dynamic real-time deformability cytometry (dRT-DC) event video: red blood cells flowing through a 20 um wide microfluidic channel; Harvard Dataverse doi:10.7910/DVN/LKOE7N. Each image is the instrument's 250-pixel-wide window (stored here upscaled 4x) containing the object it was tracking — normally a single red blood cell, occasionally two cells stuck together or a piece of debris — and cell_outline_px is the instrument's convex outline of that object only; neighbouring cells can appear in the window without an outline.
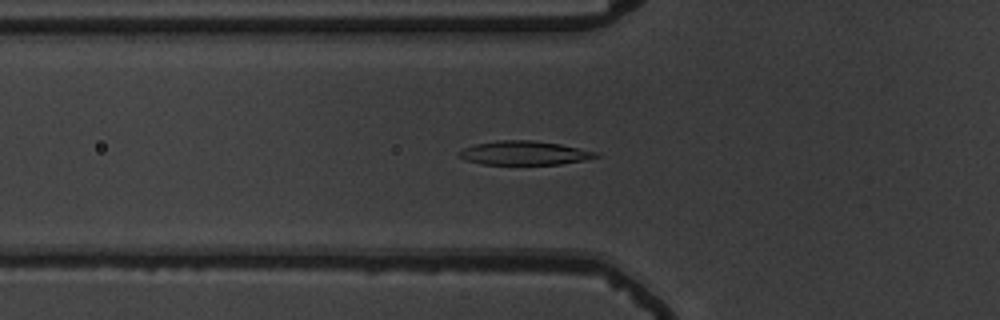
{"species": "common noctule bat (a hibernating species)", "species_latin": "Nyctalus noctula", "temperature_condition": "warm", "stored_images_in_passage": 50, "camera_frame_rate_fps": 3000, "um_per_image_px": 0.085, "animal": {"sex": "male", "body_mass_g": 19.5, "forearm_length_mm": 54.6}, "frame": {"image": 1, "passage_image": 14, "time_ms": 4.333, "image_size_px": [1000, 320], "cell_outline_px": [[600, 156], [584, 160], [560, 164], [480, 164], [464, 160], [456, 156], [456, 152], [464, 148], [476, 144], [496, 140], [532, 140], [560, 144], [596, 152]], "centroid_in_image_um": [44.48, 13.0], "position_along_channel_um": 81.3, "area_um2": 19.07}}
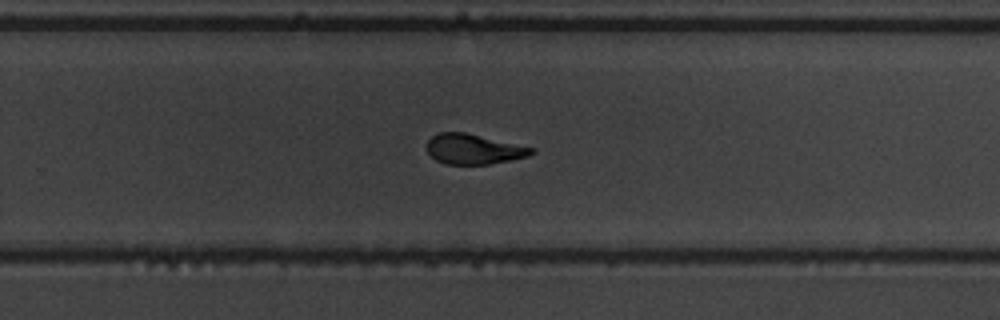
{"frame": {"image": 2, "passage_image": 31, "time_ms": 10.0, "image_size_px": [1000, 320], "cell_outline_px": [[536, 152], [528, 156], [488, 164], [448, 164], [436, 160], [428, 152], [428, 140], [432, 136], [440, 132], [464, 132], [536, 148]], "centroid_in_image_um": [40.28, 12.67], "position_along_channel_um": 289.5, "area_um2": 18.15}}
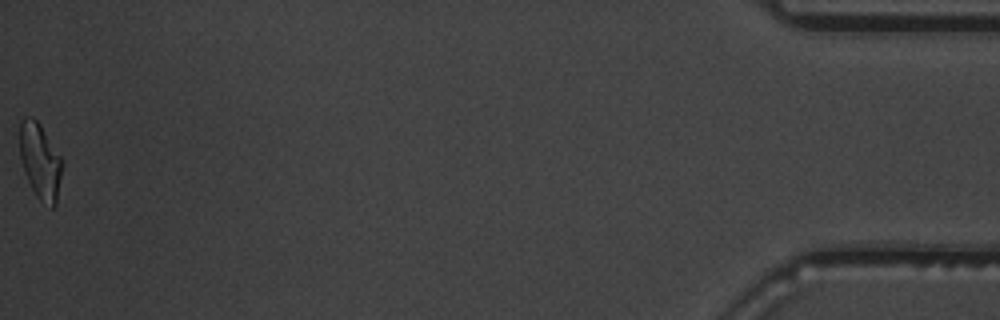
{"frame": {"image": 3, "passage_image": 50, "time_ms": 16.333, "image_size_px": [1000, 320], "cell_outline_px": [[64, 164], [56, 204], [52, 208], [40, 200], [36, 196], [24, 172], [20, 156], [20, 120], [24, 116], [32, 116], [40, 124], [64, 160]], "centroid_in_image_um": [3.44, 13.68], "position_along_channel_um": 431.8, "area_um2": 19.02}, "authors_computed_cell_mechanics": {"area_um2": 18.9873, "velocity_mm_per_s": 3.6821, "shape_relaxation_time_tau1_ms": 4.3703, "shape_relaxation_time_tau2_ms": 1.8687, "deformation_change_tau1": 0.1834, "deformation_change_tau2": 0.0658}}